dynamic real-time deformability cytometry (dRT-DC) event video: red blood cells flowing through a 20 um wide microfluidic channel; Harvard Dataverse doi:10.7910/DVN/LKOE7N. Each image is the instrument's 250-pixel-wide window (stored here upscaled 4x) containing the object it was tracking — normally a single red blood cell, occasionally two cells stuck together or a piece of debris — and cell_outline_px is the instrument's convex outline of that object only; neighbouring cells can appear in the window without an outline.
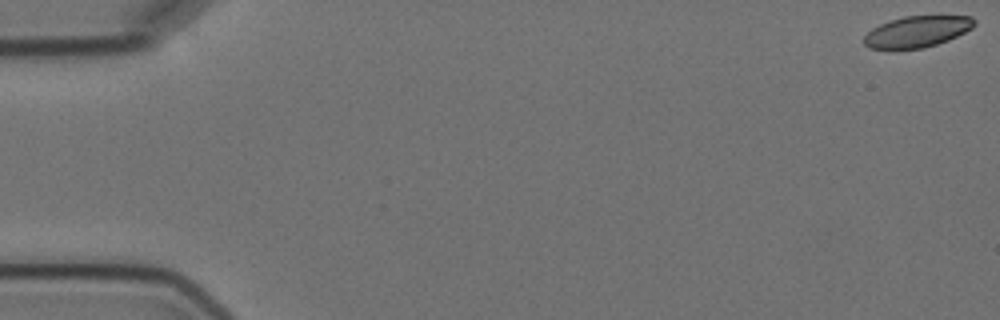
{"species": "Egyptian fruit bat (a non-hibernating species)", "species_latin": "Rousettus aegyptiacus", "temperature_condition": "cold", "stored_images_in_passage": 6, "camera_frame_rate_fps": 3000, "um_per_image_px": 0.085, "animal": {"sex": "female"}, "frame": {"image": 1, "passage_image": 1, "time_ms": 0.0, "image_size_px": [1000, 320], "cell_outline_px": [[976, 24], [972, 28], [948, 40], [924, 48], [892, 52], [888, 52], [868, 48], [864, 44], [864, 36], [872, 28], [880, 24], [904, 16], [972, 16], [976, 20]], "centroid_in_image_um": [77.89, 2.74], "position_along_channel_um": 7.1, "area_um2": 20.69}}
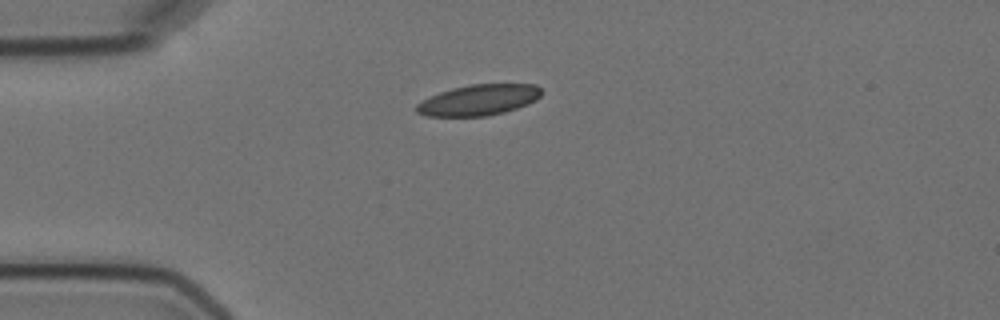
{"frame": {"image": 2, "passage_image": 5, "time_ms": 4.667, "image_size_px": [1000, 320], "cell_outline_px": [[540, 96], [536, 100], [528, 104], [504, 112], [484, 116], [424, 116], [416, 112], [416, 104], [440, 92], [452, 88], [468, 84], [536, 84], [540, 88]], "centroid_in_image_um": [40.69, 8.5], "position_along_channel_um": 44.3, "area_um2": 22.31}}